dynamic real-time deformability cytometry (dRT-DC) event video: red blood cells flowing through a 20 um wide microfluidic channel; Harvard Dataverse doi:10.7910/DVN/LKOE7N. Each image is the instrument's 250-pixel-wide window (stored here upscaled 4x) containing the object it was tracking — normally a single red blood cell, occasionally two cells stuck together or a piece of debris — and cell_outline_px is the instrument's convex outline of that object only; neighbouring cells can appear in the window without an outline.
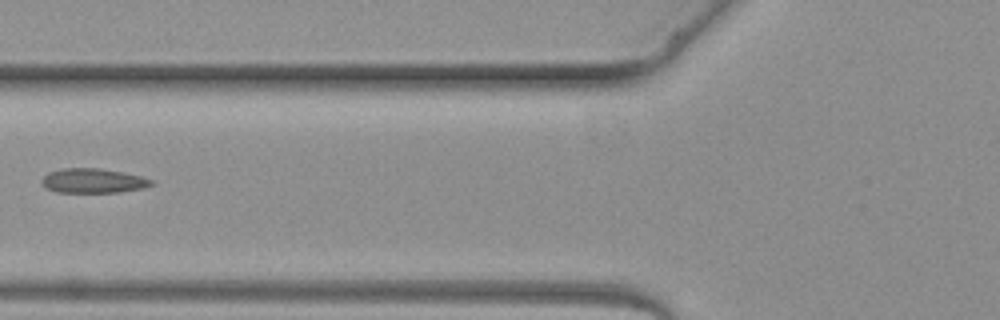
{"species": "common noctule bat (a hibernating species)", "species_latin": "Nyctalus noctula", "temperature_condition": "warm", "stored_images_in_passage": 5, "camera_frame_rate_fps": 3000, "um_per_image_px": 0.085, "animal": {"sex": "female", "body_mass_g": 19.3, "forearm_length_mm": 54.1}, "frame": {"image": 1, "passage_image": 5, "time_ms": 4.667, "image_size_px": [1000, 320], "cell_outline_px": [[152, 184], [144, 188], [120, 192], [56, 192], [44, 188], [40, 184], [40, 180], [48, 172], [64, 168], [100, 168], [140, 176], [152, 180]], "centroid_in_image_um": [7.84, 15.37], "position_along_channel_um": 118.0, "area_um2": 15.66}}